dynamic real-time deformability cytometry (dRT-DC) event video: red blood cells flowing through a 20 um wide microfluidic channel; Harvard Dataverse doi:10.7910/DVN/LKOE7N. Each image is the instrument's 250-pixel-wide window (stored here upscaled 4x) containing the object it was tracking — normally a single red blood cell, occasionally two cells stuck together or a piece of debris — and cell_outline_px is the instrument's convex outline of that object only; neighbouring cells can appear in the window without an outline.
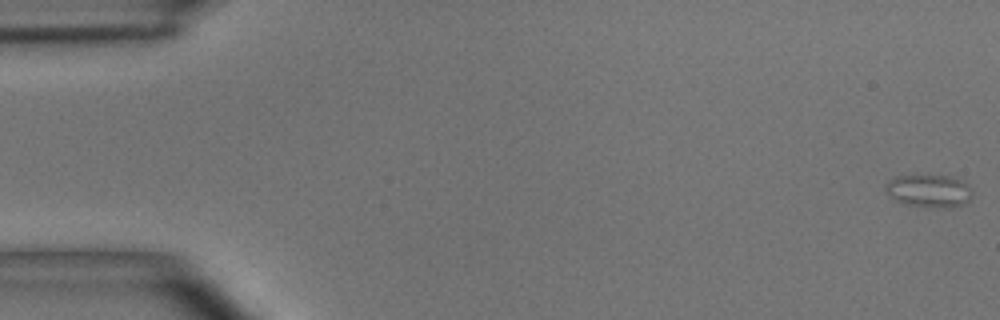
{"species": "common noctule bat (a hibernating species)", "species_latin": "Nyctalus noctula", "temperature_condition": "room temperature", "stored_images_in_passage": 46, "camera_frame_rate_fps": 3000, "um_per_image_px": 0.085, "animal": {"sex": "male", "body_mass_g": 15.6}, "frame": {"image": 1, "passage_image": 1, "time_ms": 0.0, "image_size_px": [1000, 320], "cell_outline_px": [[972, 196], [968, 200], [960, 204], [948, 208], [904, 204], [896, 200], [884, 188], [888, 180], [896, 176], [956, 176], [968, 184], [972, 188]], "centroid_in_image_um": [79.0, 16.2], "position_along_channel_um": 6.0, "area_um2": 16.36}}
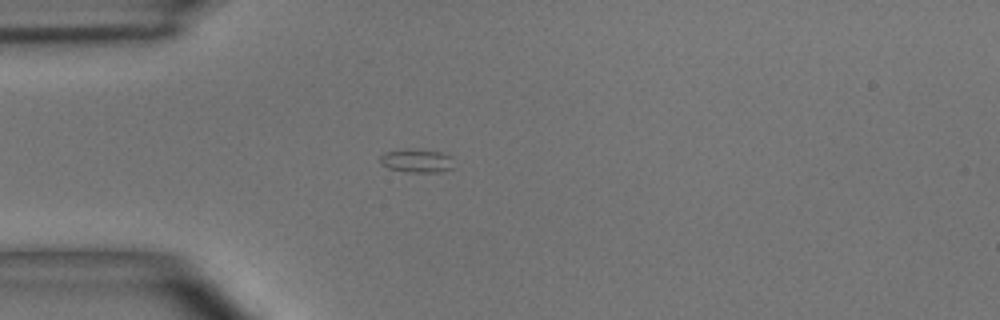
{"frame": {"image": 2, "passage_image": 16, "time_ms": 5.0, "image_size_px": [1000, 320], "cell_outline_px": [[452, 168], [440, 172], [408, 172], [388, 168], [380, 164], [380, 156], [384, 152], [404, 148], [408, 148], [440, 152], [452, 156]], "centroid_in_image_um": [35.38, 13.65], "position_along_channel_um": 49.6, "area_um2": 10.23}}
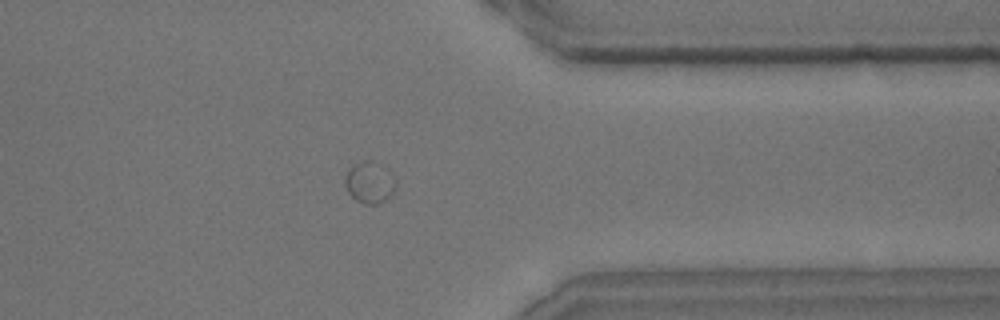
{"frame": {"image": 3, "passage_image": 46, "time_ms": 15.0, "image_size_px": [1000, 320], "cell_outline_px": [[396, 188], [384, 200], [376, 204], [364, 204], [356, 200], [348, 192], [344, 184], [344, 176], [356, 164], [364, 160], [368, 160], [392, 176], [396, 180]], "centroid_in_image_um": [31.37, 15.56], "position_along_channel_um": 380.0, "area_um2": 11.62}}